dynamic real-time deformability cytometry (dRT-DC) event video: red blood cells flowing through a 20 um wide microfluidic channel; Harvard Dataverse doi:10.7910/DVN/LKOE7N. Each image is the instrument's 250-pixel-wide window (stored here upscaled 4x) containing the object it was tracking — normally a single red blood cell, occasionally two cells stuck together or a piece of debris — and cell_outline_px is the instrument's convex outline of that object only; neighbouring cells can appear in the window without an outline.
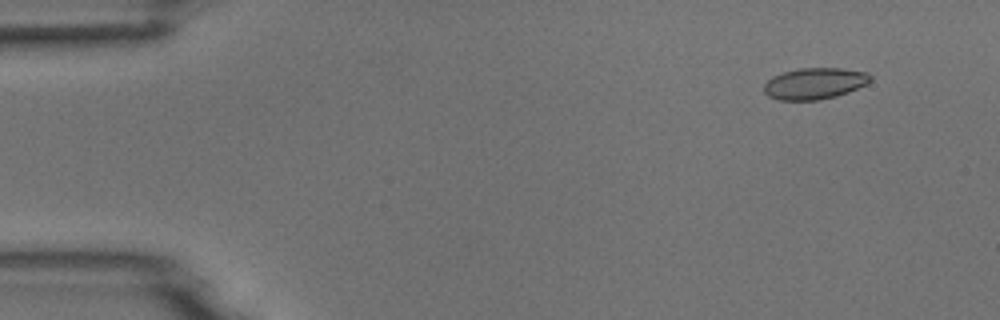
{"species": "common noctule bat (a hibernating species)", "species_latin": "Nyctalus noctula", "temperature_condition": "room temperature", "stored_images_in_passage": 4, "camera_frame_rate_fps": 3000, "um_per_image_px": 0.085, "animal": {"sex": "male", "body_mass_g": 18.8}, "frame": {"image": 1, "passage_image": 2, "time_ms": 1.0, "image_size_px": [1000, 320], "cell_outline_px": [[872, 80], [848, 92], [836, 96], [820, 100], [780, 100], [768, 96], [764, 92], [764, 84], [772, 76], [784, 72], [800, 68], [844, 68], [868, 72], [872, 76]], "centroid_in_image_um": [69.24, 7.09], "position_along_channel_um": 15.8, "area_um2": 19.48}}
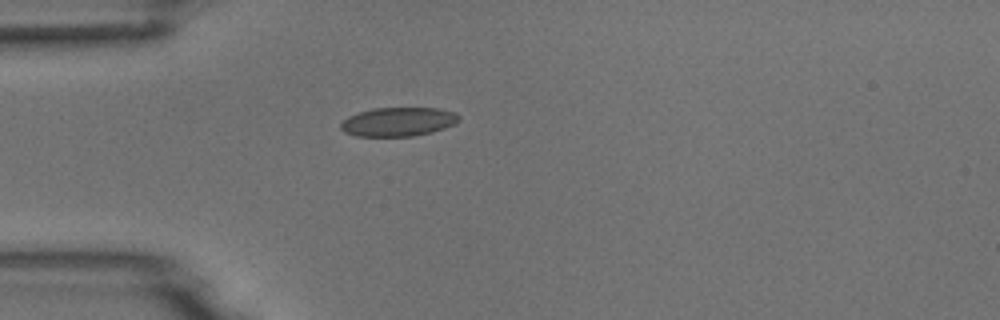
{"frame": {"image": 2, "passage_image": 4, "time_ms": 4.333, "image_size_px": [1000, 320], "cell_outline_px": [[460, 120], [444, 128], [432, 132], [412, 136], [356, 136], [344, 132], [340, 128], [340, 124], [348, 116], [372, 108], [440, 108], [456, 112], [460, 116]], "centroid_in_image_um": [33.86, 10.34], "position_along_channel_um": 51.1, "area_um2": 19.94}}